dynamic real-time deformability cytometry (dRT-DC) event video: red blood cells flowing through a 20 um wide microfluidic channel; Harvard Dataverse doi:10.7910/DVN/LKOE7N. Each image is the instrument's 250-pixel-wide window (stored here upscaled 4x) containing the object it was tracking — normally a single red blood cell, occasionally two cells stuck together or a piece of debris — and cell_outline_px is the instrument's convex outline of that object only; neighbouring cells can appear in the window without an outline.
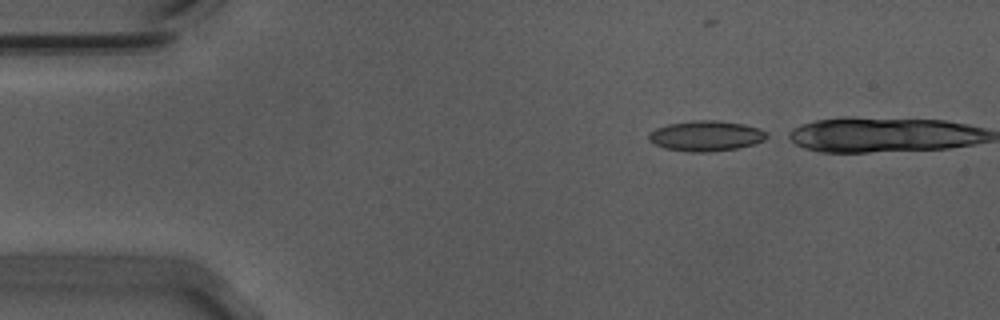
{"species": "Egyptian fruit bat (a non-hibernating species)", "species_latin": "Rousettus aegyptiacus", "temperature_condition": "warm", "stored_images_in_passage": 37, "camera_frame_rate_fps": 3000, "um_per_image_px": 0.085, "animal": {"sex": "male"}, "frame": {"image": 1, "passage_image": 2, "time_ms": 0.333, "image_size_px": [1000, 320], "cell_outline_px": [[772, 136], [764, 140], [752, 144], [736, 148], [712, 152], [688, 152], [664, 148], [648, 140], [648, 132], [656, 128], [668, 124], [700, 120], [720, 120], [744, 124], [760, 128]], "centroid_in_image_um": [60.03, 11.55], "position_along_channel_um": 25.0, "area_um2": 21.04}}
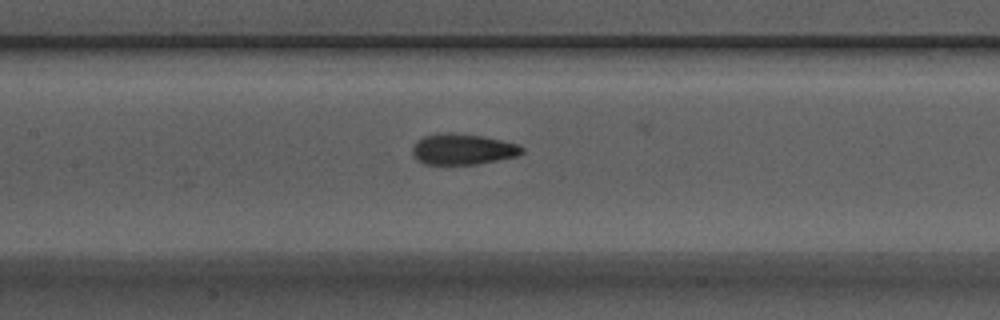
{"frame": {"image": 2, "passage_image": 19, "time_ms": 6.0, "image_size_px": [1000, 320], "cell_outline_px": [[524, 152], [516, 156], [476, 164], [424, 164], [416, 160], [412, 152], [412, 148], [416, 140], [424, 136], [448, 132], [484, 136], [520, 144], [524, 148]], "centroid_in_image_um": [39.33, 12.68], "position_along_channel_um": 168.1, "area_um2": 19.77}}
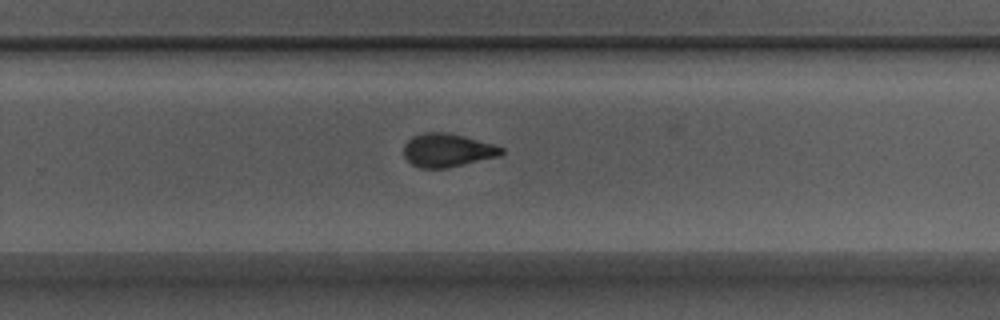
{"frame": {"image": 3, "passage_image": 29, "time_ms": 9.333, "image_size_px": [1000, 320], "cell_outline_px": [[504, 152], [500, 156], [448, 168], [420, 168], [412, 164], [404, 156], [404, 144], [412, 136], [424, 132], [444, 132], [464, 136], [492, 144], [504, 148]], "centroid_in_image_um": [38.02, 12.77], "position_along_channel_um": 291.8, "area_um2": 19.02}, "authors_computed_cell_mechanics": {"area_um2": 19.8832, "velocity_mm_per_s": 3.7294, "shape_relaxation_time_tau1_ms": 6.8886, "shape_relaxation_time_tau2_ms": 1.4391, "deformation_change_tau1": 0.1793, "deformation_change_tau2": 0.0759}}